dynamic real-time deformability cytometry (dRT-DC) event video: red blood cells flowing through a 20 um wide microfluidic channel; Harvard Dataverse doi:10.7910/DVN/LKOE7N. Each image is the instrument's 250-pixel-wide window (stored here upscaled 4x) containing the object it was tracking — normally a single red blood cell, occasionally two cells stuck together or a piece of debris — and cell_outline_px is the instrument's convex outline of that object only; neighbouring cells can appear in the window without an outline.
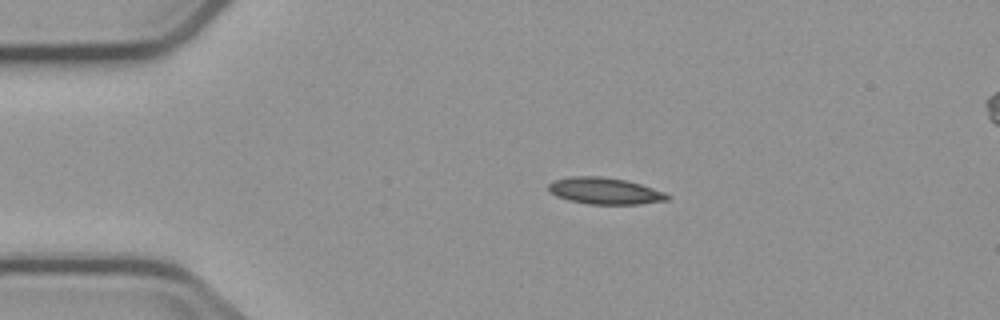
{"species": "common noctule bat (a hibernating species)", "species_latin": "Nyctalus noctula", "temperature_condition": "cold", "stored_images_in_passage": 4, "camera_frame_rate_fps": 3000, "um_per_image_px": 0.085, "animal": {"sex": "male", "body_mass_g": 23.1, "forearm_length_mm": 52.7}, "frame": {"image": 1, "passage_image": 1, "time_ms": 0.0, "image_size_px": [1000, 320], "cell_outline_px": [[672, 196], [668, 200], [640, 204], [588, 204], [568, 200], [556, 196], [548, 188], [548, 184], [552, 180], [572, 176], [600, 176], [628, 180], [664, 192]], "centroid_in_image_um": [51.41, 16.22], "position_along_channel_um": 33.6, "area_um2": 18.5}}
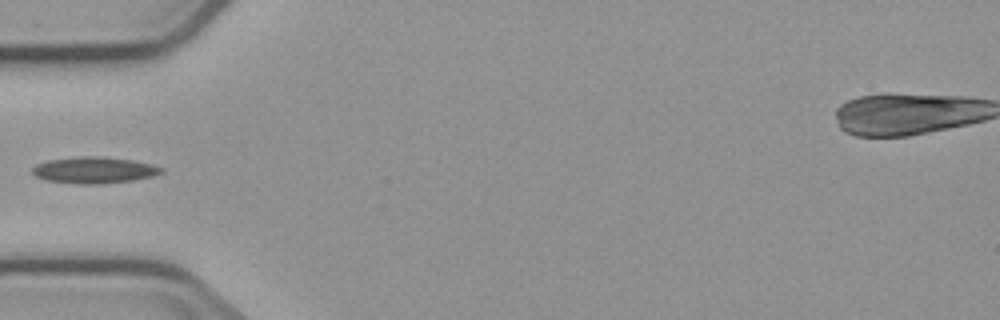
{"frame": {"image": 2, "passage_image": 3, "time_ms": 2.333, "image_size_px": [1000, 320], "cell_outline_px": [[164, 172], [152, 176], [132, 180], [100, 184], [80, 184], [44, 180], [36, 176], [32, 172], [32, 168], [36, 164], [48, 160], [80, 156], [104, 156], [132, 160], [152, 164], [164, 168]], "centroid_in_image_um": [8.0, 14.45], "position_along_channel_um": 77.0, "area_um2": 19.94}}
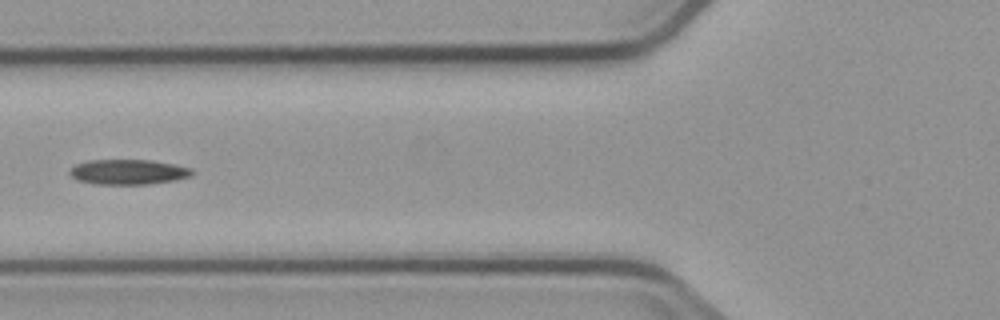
{"frame": {"image": 3, "passage_image": 4, "time_ms": 3.333, "image_size_px": [1000, 320], "cell_outline_px": [[196, 172], [192, 176], [176, 180], [148, 184], [96, 184], [76, 180], [68, 172], [76, 164], [88, 160], [152, 160], [192, 168]], "centroid_in_image_um": [10.93, 14.62], "position_along_channel_um": 114.9, "area_um2": 17.98}}